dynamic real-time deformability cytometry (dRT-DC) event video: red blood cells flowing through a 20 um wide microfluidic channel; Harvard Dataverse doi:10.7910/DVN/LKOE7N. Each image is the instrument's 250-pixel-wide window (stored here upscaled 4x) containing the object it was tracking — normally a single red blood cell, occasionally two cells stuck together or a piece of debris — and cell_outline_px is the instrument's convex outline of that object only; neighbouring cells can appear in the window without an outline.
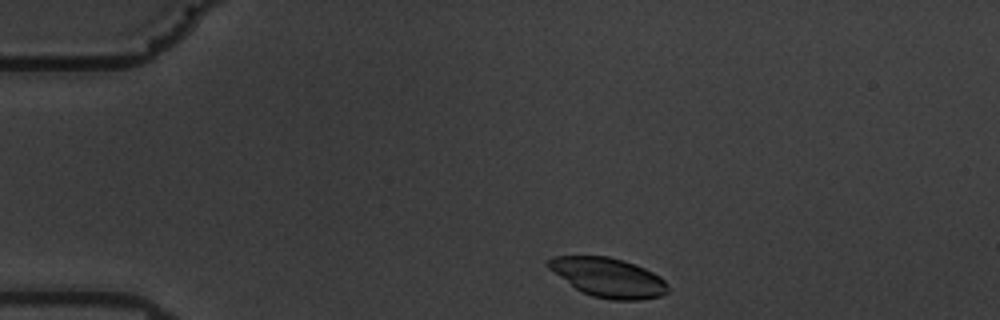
{"species": "common noctule bat (a hibernating species)", "species_latin": "Nyctalus noctula", "temperature_condition": "warm", "stored_images_in_passage": 49, "camera_frame_rate_fps": 3000, "um_per_image_px": 0.085, "animal": {"sex": "male", "body_mass_g": 19.5, "forearm_length_mm": 54.6}, "frame": {"image": 1, "passage_image": 2, "time_ms": 0.333, "image_size_px": [1000, 320], "cell_outline_px": [[668, 292], [660, 296], [640, 300], [612, 300], [592, 296], [576, 288], [548, 268], [544, 264], [552, 256], [608, 256], [624, 260], [636, 264], [660, 276], [668, 284]], "centroid_in_image_um": [51.71, 23.58], "position_along_channel_um": 33.3, "area_um2": 27.34}}
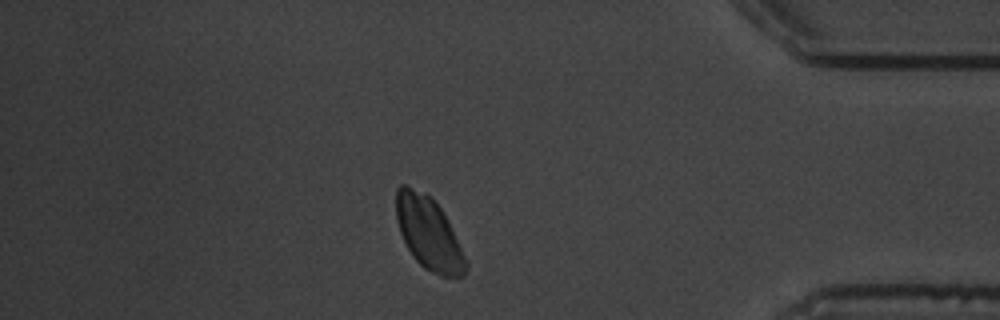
{"frame": {"image": 2, "passage_image": 41, "time_ms": 13.333, "image_size_px": [1000, 320], "cell_outline_px": [[468, 268], [464, 276], [456, 280], [440, 276], [424, 268], [412, 256], [400, 232], [396, 220], [396, 188], [400, 184], [404, 184], [424, 192], [432, 196], [448, 220], [468, 260]], "centroid_in_image_um": [36.47, 19.87], "position_along_channel_um": 398.7, "area_um2": 30.11}}
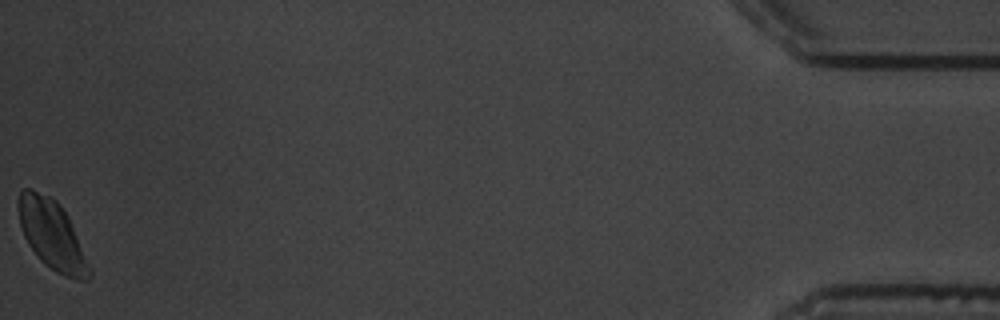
{"frame": {"image": 3, "passage_image": 49, "time_ms": 16.0, "image_size_px": [1000, 320], "cell_outline_px": [[92, 272], [88, 280], [80, 280], [64, 276], [56, 272], [44, 264], [40, 260], [28, 244], [24, 236], [20, 224], [16, 204], [16, 200], [20, 192], [24, 188], [32, 188], [52, 196], [60, 204], [68, 216], [92, 268]], "centroid_in_image_um": [4.41, 19.93], "position_along_channel_um": 430.8, "area_um2": 29.13}}